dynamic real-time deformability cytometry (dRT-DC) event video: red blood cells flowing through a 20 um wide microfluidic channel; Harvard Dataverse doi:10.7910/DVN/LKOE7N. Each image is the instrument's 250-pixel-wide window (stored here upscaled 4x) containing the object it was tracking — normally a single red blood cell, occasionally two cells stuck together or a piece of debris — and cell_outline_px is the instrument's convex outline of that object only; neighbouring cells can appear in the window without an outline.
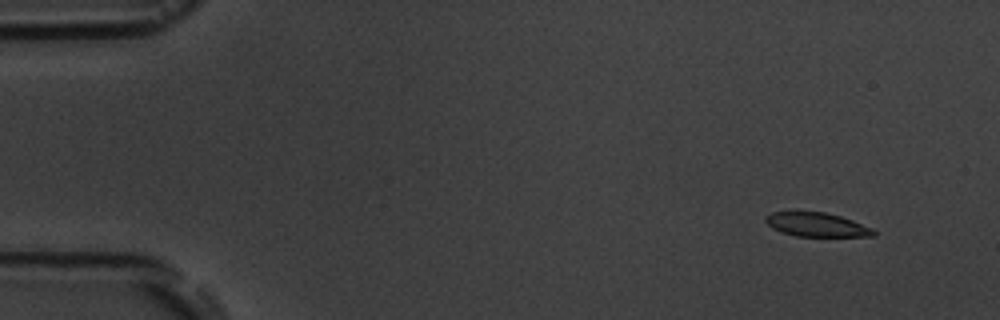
{"species": "common noctule bat (a hibernating species)", "species_latin": "Nyctalus noctula", "temperature_condition": "room temperature", "stored_images_in_passage": 10, "camera_frame_rate_fps": 3000, "um_per_image_px": 0.085, "animal": {"sex": "male", "body_mass_g": 19.5, "forearm_length_mm": 54.6}, "frame": {"image": 1, "passage_image": 1, "time_ms": 0.0, "image_size_px": [1000, 320], "cell_outline_px": [[876, 236], [796, 236], [780, 232], [772, 228], [764, 220], [764, 216], [772, 212], [824, 212], [840, 216], [852, 220], [872, 228], [876, 232]], "centroid_in_image_um": [69.39, 19.1], "position_along_channel_um": 15.6, "area_um2": 15.03}}
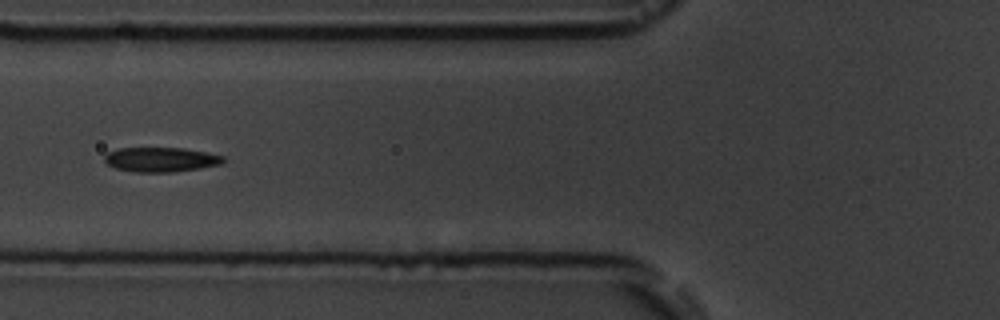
{"frame": {"image": 2, "passage_image": 6, "time_ms": 5.667, "image_size_px": [1000, 320], "cell_outline_px": [[224, 160], [220, 164], [200, 168], [172, 172], [132, 172], [116, 168], [108, 164], [104, 160], [104, 156], [108, 152], [116, 148], [184, 148], [224, 156]], "centroid_in_image_um": [13.63, 13.56], "position_along_channel_um": 112.2, "area_um2": 16.94}}
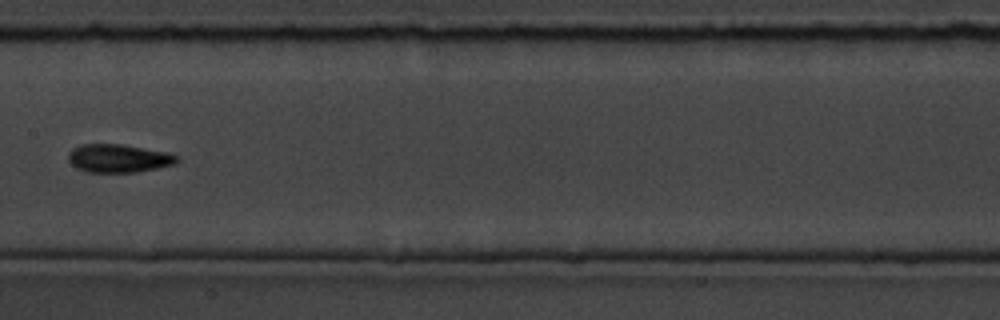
{"frame": {"image": 3, "passage_image": 8, "time_ms": 8.0, "image_size_px": [1000, 320], "cell_outline_px": [[180, 160], [176, 164], [136, 172], [88, 172], [76, 168], [68, 160], [68, 152], [72, 148], [80, 144], [120, 144], [168, 152], [180, 156]], "centroid_in_image_um": [10.09, 13.45], "position_along_channel_um": 197.3, "area_um2": 18.03}}